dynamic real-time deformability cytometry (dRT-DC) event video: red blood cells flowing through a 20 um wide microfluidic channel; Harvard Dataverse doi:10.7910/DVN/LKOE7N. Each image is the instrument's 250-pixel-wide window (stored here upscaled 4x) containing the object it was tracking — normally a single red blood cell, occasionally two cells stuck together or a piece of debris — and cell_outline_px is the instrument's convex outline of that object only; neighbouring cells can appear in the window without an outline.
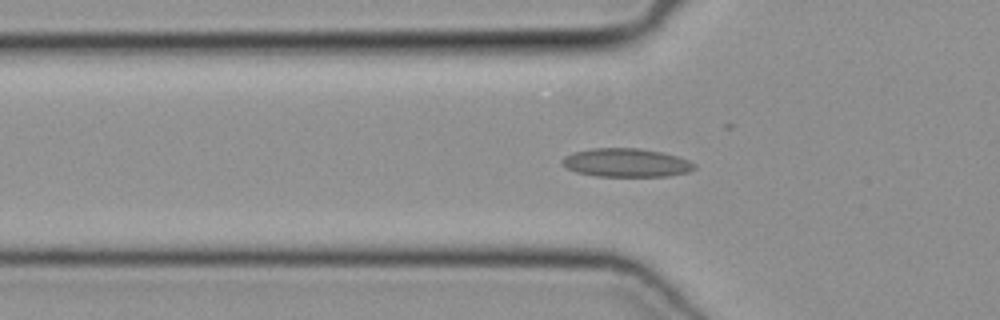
{"species": "common noctule bat (a hibernating species)", "species_latin": "Nyctalus noctula", "temperature_condition": "cold", "stored_images_in_passage": 51, "camera_frame_rate_fps": 3000, "um_per_image_px": 0.085, "animal": {"sex": "female", "body_mass_g": 19.3, "forearm_length_mm": 54.1}, "frame": {"image": 1, "passage_image": 17, "time_ms": 5.333, "image_size_px": [1000, 320], "cell_outline_px": [[696, 168], [688, 172], [668, 176], [596, 176], [576, 172], [564, 168], [560, 164], [560, 160], [564, 156], [572, 152], [592, 148], [640, 148], [660, 152], [676, 156], [688, 160], [696, 164]], "centroid_in_image_um": [53.17, 13.83], "position_along_channel_um": 72.6, "area_um2": 22.2}}
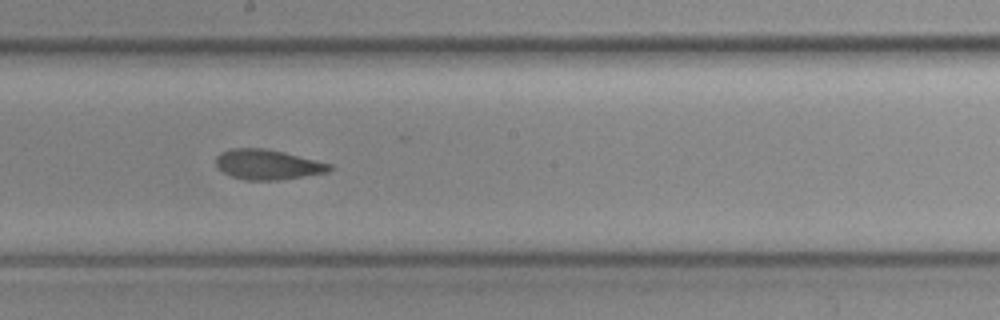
{"frame": {"image": 2, "passage_image": 28, "time_ms": 9.0, "image_size_px": [1000, 320], "cell_outline_px": [[332, 168], [328, 172], [280, 180], [244, 180], [232, 176], [224, 172], [216, 164], [216, 156], [220, 152], [232, 148], [264, 148], [284, 152], [332, 164]], "centroid_in_image_um": [22.75, 13.98], "position_along_channel_um": 225.4, "area_um2": 19.83}}
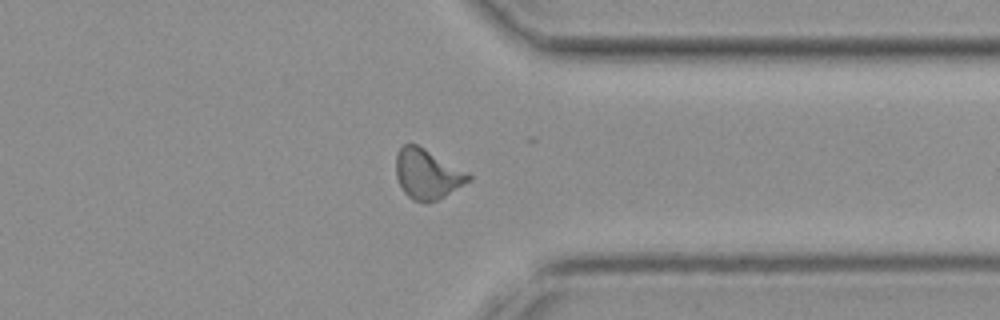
{"frame": {"image": 3, "passage_image": 39, "time_ms": 12.667, "image_size_px": [1000, 320], "cell_outline_px": [[472, 180], [444, 196], [436, 200], [424, 204], [412, 200], [404, 192], [396, 176], [396, 152], [404, 144], [416, 144], [424, 148], [472, 176]], "centroid_in_image_um": [36.28, 14.82], "position_along_channel_um": 375.1, "area_um2": 20.81}}